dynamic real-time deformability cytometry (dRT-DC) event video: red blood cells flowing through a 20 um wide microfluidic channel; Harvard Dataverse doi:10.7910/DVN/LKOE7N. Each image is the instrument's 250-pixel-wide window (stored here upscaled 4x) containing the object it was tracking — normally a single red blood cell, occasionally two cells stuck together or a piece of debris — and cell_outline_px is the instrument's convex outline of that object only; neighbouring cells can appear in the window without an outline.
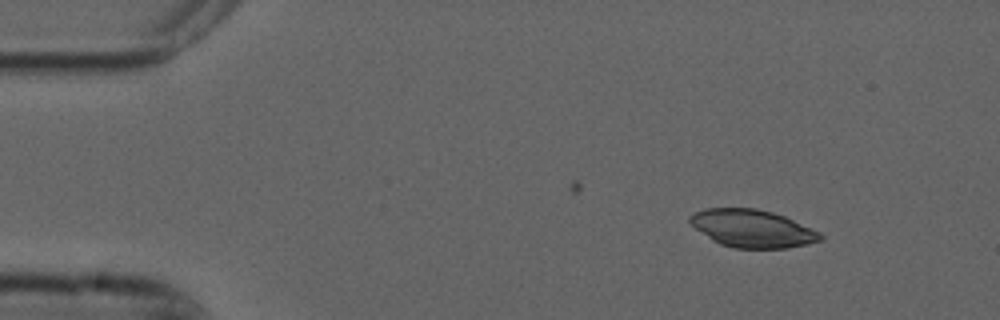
{"species": "common noctule bat (a hibernating species)", "species_latin": "Nyctalus noctula", "temperature_condition": "cold", "stored_images_in_passage": 4, "camera_frame_rate_fps": 3000, "um_per_image_px": 0.085, "animal": {"sex": "male", "forearm_length_mm": 52.5}, "frame": {"image": 1, "passage_image": 1, "time_ms": 0.0, "image_size_px": [1000, 320], "cell_outline_px": [[824, 240], [808, 244], [788, 248], [732, 248], [720, 244], [712, 240], [696, 228], [688, 220], [688, 216], [692, 212], [704, 208], [756, 208], [772, 212], [784, 216], [812, 228], [820, 232], [824, 236]], "centroid_in_image_um": [63.95, 19.42], "position_along_channel_um": 21.0, "area_um2": 28.84}}